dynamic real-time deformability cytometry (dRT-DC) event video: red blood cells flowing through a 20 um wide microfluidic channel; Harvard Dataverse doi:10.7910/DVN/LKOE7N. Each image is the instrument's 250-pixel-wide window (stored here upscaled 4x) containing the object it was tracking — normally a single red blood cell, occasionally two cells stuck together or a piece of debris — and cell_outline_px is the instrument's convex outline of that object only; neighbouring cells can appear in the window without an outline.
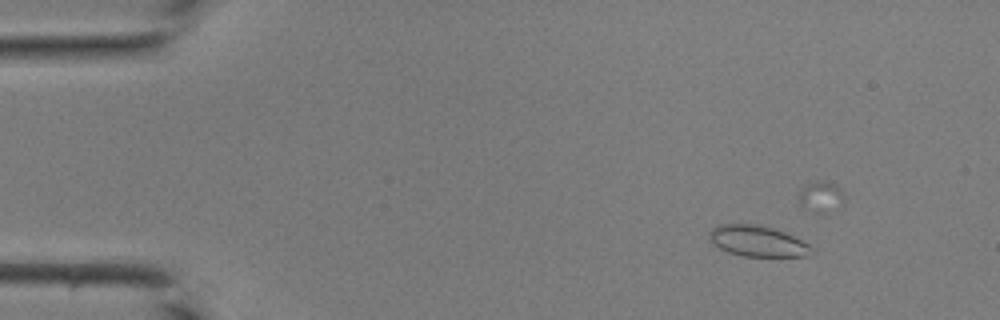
{"species": "common noctule bat (a hibernating species)", "species_latin": "Nyctalus noctula", "temperature_condition": "room temperature", "stored_images_in_passage": 20, "camera_frame_rate_fps": 3000, "um_per_image_px": 0.085, "animal": {"sex": "male", "body_mass_g": 19.0, "forearm_length_mm": 50.8}, "frame": {"image": 1, "passage_image": 1, "time_ms": 0.0, "image_size_px": [1000, 320], "cell_outline_px": [[816, 252], [808, 256], [744, 256], [728, 252], [720, 248], [708, 236], [708, 232], [716, 224], [756, 224], [772, 228], [784, 232], [808, 244]], "centroid_in_image_um": [64.39, 20.49], "position_along_channel_um": 20.6, "area_um2": 18.26}}
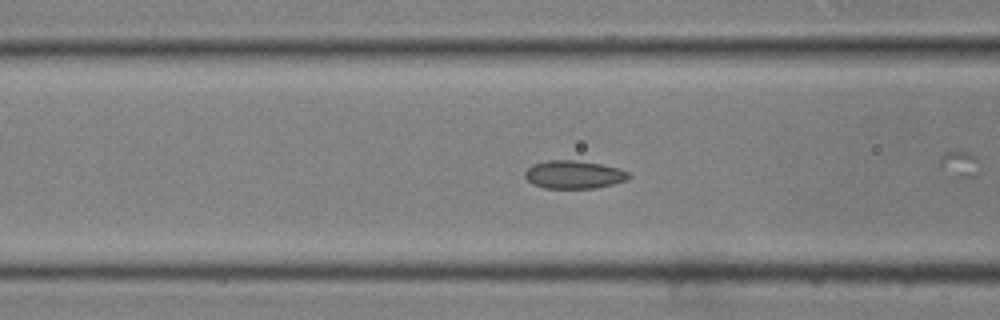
{"frame": {"image": 2, "passage_image": 13, "time_ms": 4.0, "image_size_px": [1000, 320], "cell_outline_px": [[632, 176], [628, 180], [596, 188], [544, 188], [532, 184], [524, 176], [524, 172], [532, 164], [548, 160], [576, 160], [600, 164], [620, 168], [628, 172]], "centroid_in_image_um": [48.79, 14.84], "position_along_channel_um": 117.8, "area_um2": 17.11}}
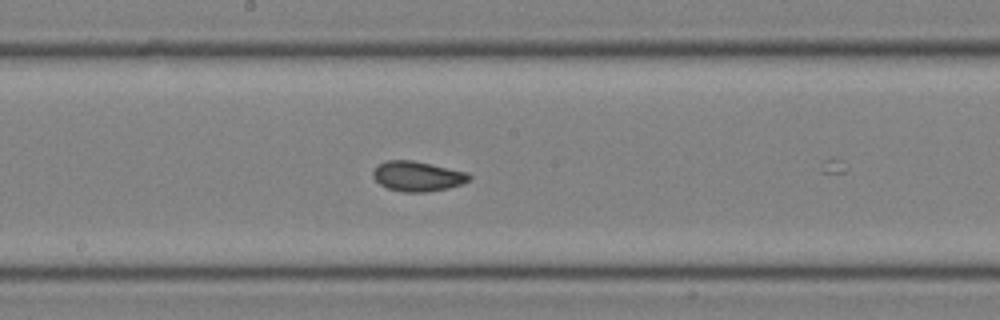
{"frame": {"image": 3, "passage_image": 19, "time_ms": 6.0, "image_size_px": [1000, 320], "cell_outline_px": [[472, 176], [468, 180], [460, 184], [448, 188], [424, 192], [404, 192], [388, 188], [380, 184], [372, 176], [372, 172], [384, 160], [412, 160], [468, 172]], "centroid_in_image_um": [35.48, 14.97], "position_along_channel_um": 212.7, "area_um2": 16.65}}